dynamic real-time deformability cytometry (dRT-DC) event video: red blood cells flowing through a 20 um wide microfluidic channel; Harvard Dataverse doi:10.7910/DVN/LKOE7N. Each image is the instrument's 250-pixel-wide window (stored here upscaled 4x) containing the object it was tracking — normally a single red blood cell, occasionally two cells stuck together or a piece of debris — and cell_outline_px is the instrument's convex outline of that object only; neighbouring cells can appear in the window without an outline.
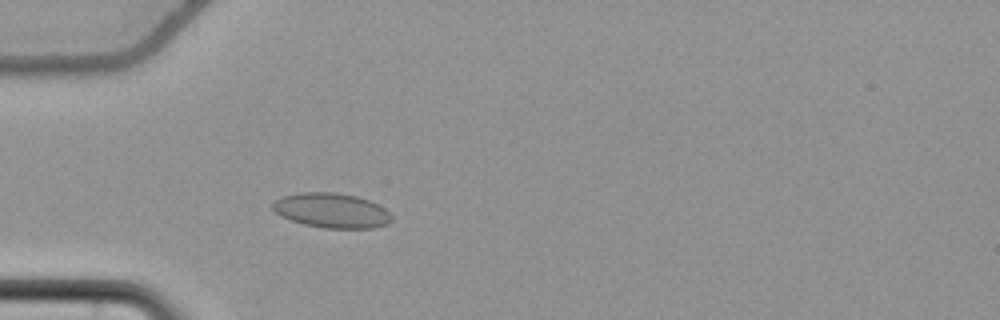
{"species": "common noctule bat (a hibernating species)", "species_latin": "Nyctalus noctula", "temperature_condition": "cold", "stored_images_in_passage": 54, "camera_frame_rate_fps": 3000, "um_per_image_px": 0.085, "animal": {"sex": "female", "body_mass_g": 22.7, "forearm_length_mm": 54.2}, "frame": {"image": 1, "passage_image": 15, "time_ms": 4.667, "image_size_px": [1000, 320], "cell_outline_px": [[392, 220], [388, 224], [372, 228], [324, 228], [304, 224], [280, 216], [272, 208], [272, 204], [276, 200], [284, 196], [300, 192], [336, 192], [356, 196], [368, 200], [384, 208], [392, 216]], "centroid_in_image_um": [28.19, 17.89], "position_along_channel_um": 56.8, "area_um2": 23.99}}
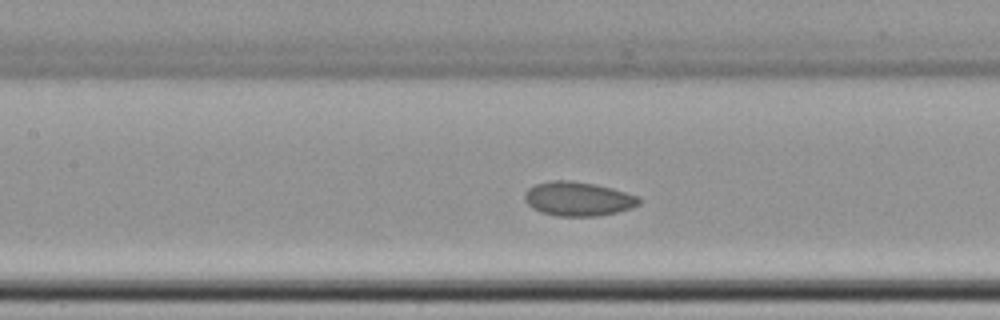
{"frame": {"image": 2, "passage_image": 24, "time_ms": 7.667, "image_size_px": [1000, 320], "cell_outline_px": [[640, 204], [632, 208], [616, 212], [596, 216], [556, 216], [540, 212], [532, 208], [524, 200], [524, 192], [528, 188], [536, 184], [552, 180], [572, 180], [596, 184], [612, 188], [636, 196], [640, 200]], "centroid_in_image_um": [49.09, 16.9], "position_along_channel_um": 158.3, "area_um2": 22.83}}
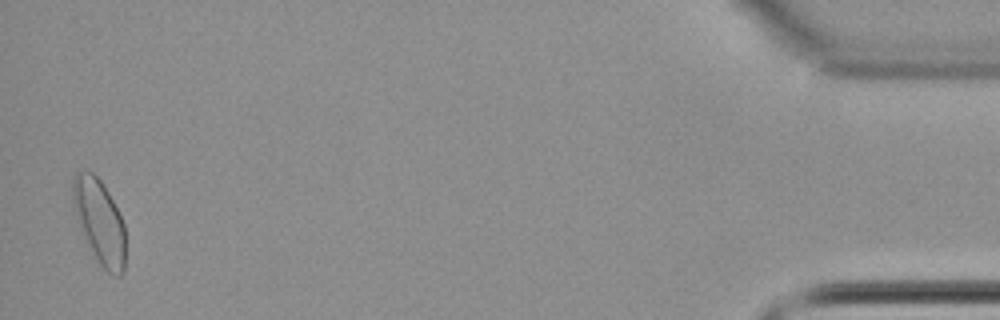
{"frame": {"image": 3, "passage_image": 53, "time_ms": 17.333, "image_size_px": [1000, 320], "cell_outline_px": [[124, 272], [120, 276], [112, 276], [96, 260], [80, 228], [72, 200], [72, 176], [76, 172], [92, 172], [100, 180], [108, 192], [124, 224]], "centroid_in_image_um": [8.44, 18.84], "position_along_channel_um": 426.8, "area_um2": 25.55}, "authors_computed_cell_mechanics": {"area_um2": 22.8021, "velocity_mm_per_s": 3.6924, "shape_relaxation_time_tau1_ms": null, "shape_relaxation_time_tau2_ms": 4.5814, "deformation_change_tau1": null, "deformation_change_tau2": 0.0502}}